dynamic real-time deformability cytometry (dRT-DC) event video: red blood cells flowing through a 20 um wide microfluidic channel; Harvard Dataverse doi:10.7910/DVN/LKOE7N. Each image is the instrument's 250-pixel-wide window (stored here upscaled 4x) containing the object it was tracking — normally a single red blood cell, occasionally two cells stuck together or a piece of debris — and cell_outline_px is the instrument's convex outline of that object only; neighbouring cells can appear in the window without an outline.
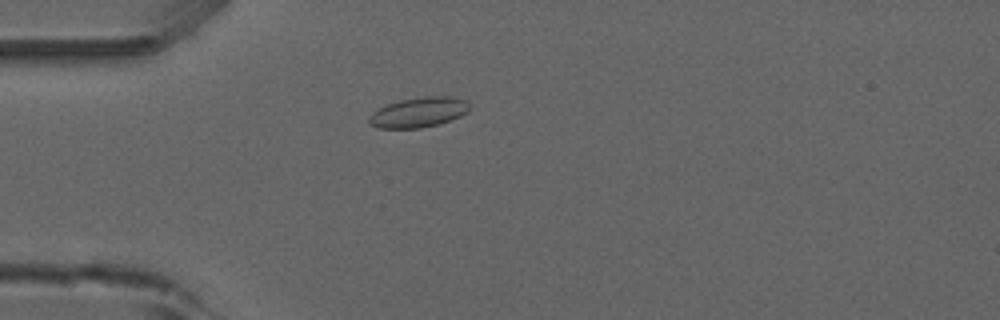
{"species": "common noctule bat (a hibernating species)", "species_latin": "Nyctalus noctula", "temperature_condition": "room temperature", "stored_images_in_passage": 52, "camera_frame_rate_fps": 3000, "um_per_image_px": 0.085, "animal": {"sex": "male", "forearm_length_mm": 52.5}, "frame": {"image": 1, "passage_image": 14, "time_ms": 4.333, "image_size_px": [1000, 320], "cell_outline_px": [[468, 112], [452, 120], [440, 124], [420, 128], [376, 128], [368, 120], [368, 116], [372, 112], [388, 104], [400, 100], [428, 96], [452, 96], [468, 100]], "centroid_in_image_um": [35.61, 9.55], "position_along_channel_um": 49.4, "area_um2": 17.63}}
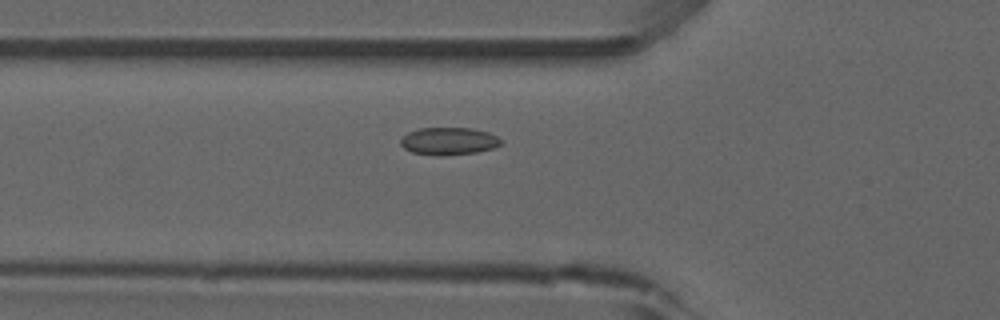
{"frame": {"image": 2, "passage_image": 18, "time_ms": 5.667, "image_size_px": [1000, 320], "cell_outline_px": [[500, 144], [492, 148], [476, 152], [444, 156], [440, 156], [412, 152], [404, 148], [400, 144], [400, 140], [408, 132], [420, 128], [472, 128], [488, 132], [496, 136], [500, 140]], "centroid_in_image_um": [38.11, 11.99], "position_along_channel_um": 87.7, "area_um2": 15.95}}
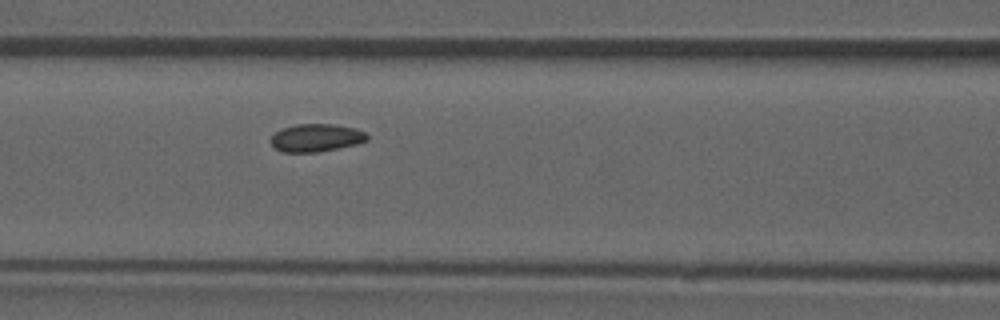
{"frame": {"image": 3, "passage_image": 22, "time_ms": 7.0, "image_size_px": [1000, 320], "cell_outline_px": [[368, 140], [356, 144], [316, 152], [284, 152], [276, 148], [272, 144], [272, 136], [280, 128], [296, 124], [332, 124], [356, 128], [364, 132], [368, 136]], "centroid_in_image_um": [26.88, 11.7], "position_along_channel_um": 139.7, "area_um2": 15.43}, "authors_computed_cell_mechanics": {"area_um2": 15.8083, "velocity_mm_per_s": 3.8776, "shape_relaxation_time_tau1_ms": null, "shape_relaxation_time_tau2_ms": 2.6411, "deformation_change_tau1": null, "deformation_change_tau2": 0.0653}}